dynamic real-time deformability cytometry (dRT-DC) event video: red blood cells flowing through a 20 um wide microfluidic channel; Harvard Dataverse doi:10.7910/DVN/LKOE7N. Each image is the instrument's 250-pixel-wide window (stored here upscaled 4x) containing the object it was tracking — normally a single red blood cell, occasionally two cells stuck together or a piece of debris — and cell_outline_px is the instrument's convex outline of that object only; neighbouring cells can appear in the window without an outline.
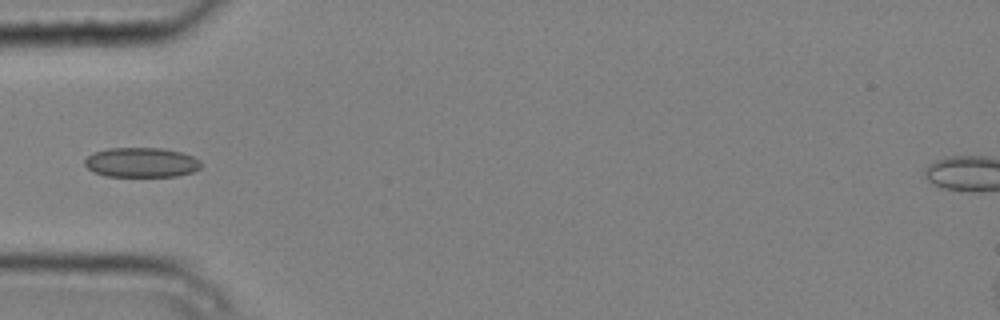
{"species": "common noctule bat (a hibernating species)", "species_latin": "Nyctalus noctula", "temperature_condition": "cold", "stored_images_in_passage": 4, "camera_frame_rate_fps": 3000, "um_per_image_px": 0.085, "animal": {"sex": "male", "body_mass_g": 20.4}, "frame": {"image": 1, "passage_image": 4, "time_ms": 1.0, "image_size_px": [1000, 320], "cell_outline_px": [[200, 168], [192, 172], [176, 176], [104, 176], [92, 172], [84, 164], [84, 160], [92, 152], [108, 148], [164, 148], [180, 152], [192, 156], [200, 160]], "centroid_in_image_um": [11.98, 13.8], "position_along_channel_um": 73.0, "area_um2": 20.23}}